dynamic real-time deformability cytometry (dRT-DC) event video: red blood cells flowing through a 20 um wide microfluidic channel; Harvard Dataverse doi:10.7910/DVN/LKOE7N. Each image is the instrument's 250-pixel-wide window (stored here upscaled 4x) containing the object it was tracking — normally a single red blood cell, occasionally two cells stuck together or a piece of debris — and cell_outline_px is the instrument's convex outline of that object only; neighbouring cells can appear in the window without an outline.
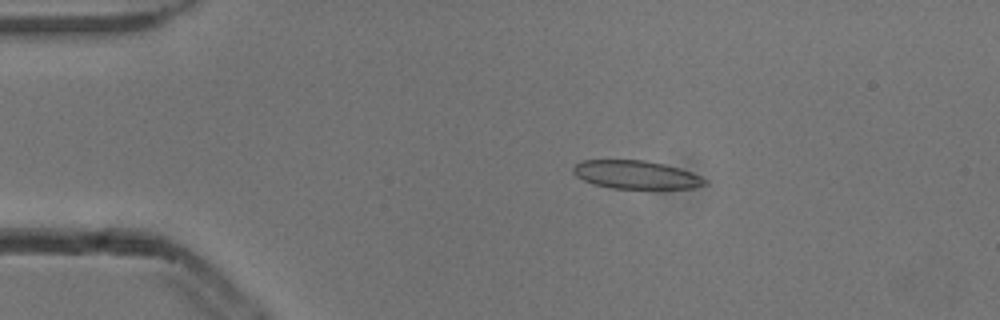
{"species": "common noctule bat (a hibernating species)", "species_latin": "Nyctalus noctula", "temperature_condition": "cold", "stored_images_in_passage": 8, "camera_frame_rate_fps": 3000, "um_per_image_px": 0.085, "animal": {"sex": "male", "body_mass_g": 13.3}, "frame": {"image": 1, "passage_image": 3, "time_ms": 0.667, "image_size_px": [1000, 320], "cell_outline_px": [[708, 184], [692, 188], [612, 188], [592, 184], [576, 176], [572, 172], [572, 168], [580, 160], [644, 160], [664, 164], [680, 168], [692, 172], [708, 180]], "centroid_in_image_um": [54.06, 14.84], "position_along_channel_um": 30.9, "area_um2": 21.73}}
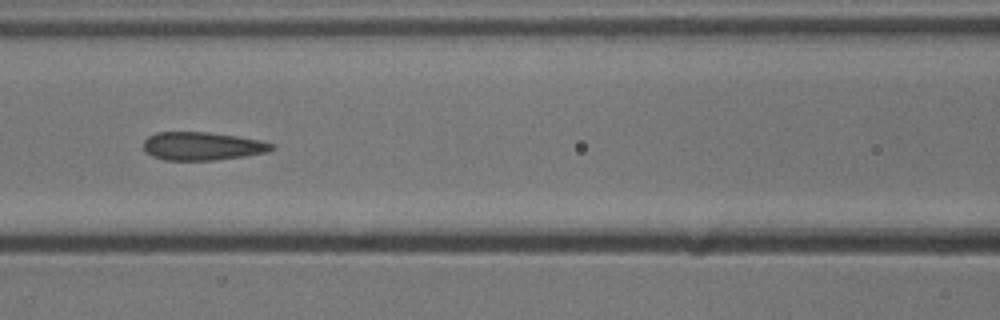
{"frame": {"image": 2, "passage_image": 6, "time_ms": 1.667, "image_size_px": [1000, 320], "cell_outline_px": [[276, 148], [268, 152], [244, 156], [216, 160], [164, 160], [152, 156], [144, 148], [144, 140], [148, 136], [156, 132], [208, 132], [236, 136], [260, 140], [272, 144]], "centroid_in_image_um": [17.2, 12.42], "position_along_channel_um": 149.4, "area_um2": 21.04}}
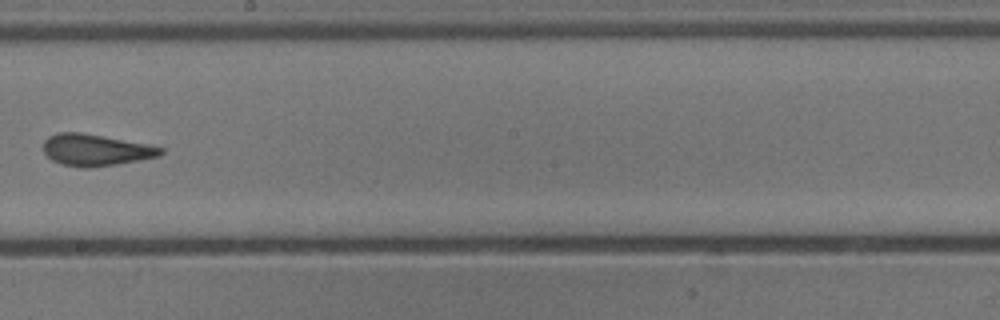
{"frame": {"image": 3, "passage_image": 8, "time_ms": 2.333, "image_size_px": [1000, 320], "cell_outline_px": [[164, 152], [160, 156], [140, 160], [116, 164], [88, 168], [80, 168], [60, 164], [52, 160], [44, 152], [44, 140], [48, 136], [56, 132], [80, 132], [148, 144], [164, 148]], "centroid_in_image_um": [8.12, 12.75], "position_along_channel_um": 240.1, "area_um2": 21.73}}